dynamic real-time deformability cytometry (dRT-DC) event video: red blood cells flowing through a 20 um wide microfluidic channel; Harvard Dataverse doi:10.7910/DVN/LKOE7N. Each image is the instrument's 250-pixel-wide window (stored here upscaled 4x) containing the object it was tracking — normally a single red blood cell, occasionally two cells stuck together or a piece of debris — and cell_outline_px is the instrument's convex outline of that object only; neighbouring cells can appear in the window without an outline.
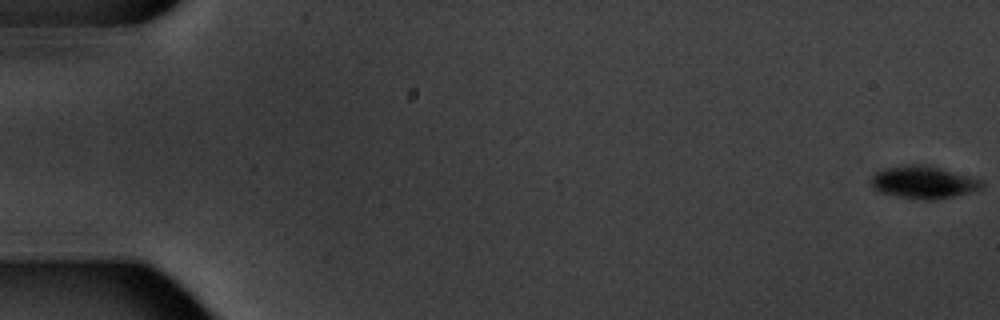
{"species": "common noctule bat (a hibernating species)", "species_latin": "Nyctalus noctula", "temperature_condition": "warm", "stored_images_in_passage": 6, "camera_frame_rate_fps": 3000, "um_per_image_px": 0.085, "animal": {"sex": "male", "body_mass_g": 20.1, "forearm_length_mm": 53.5}, "frame": {"image": 1, "passage_image": 1, "time_ms": 0.0, "image_size_px": [1000, 320], "cell_outline_px": [[984, 188], [936, 200], [920, 200], [896, 196], [880, 192], [872, 188], [868, 180], [876, 172], [884, 168], [904, 164], [928, 164], [984, 180]], "centroid_in_image_um": [78.47, 15.48], "position_along_channel_um": 6.5, "area_um2": 21.44}}
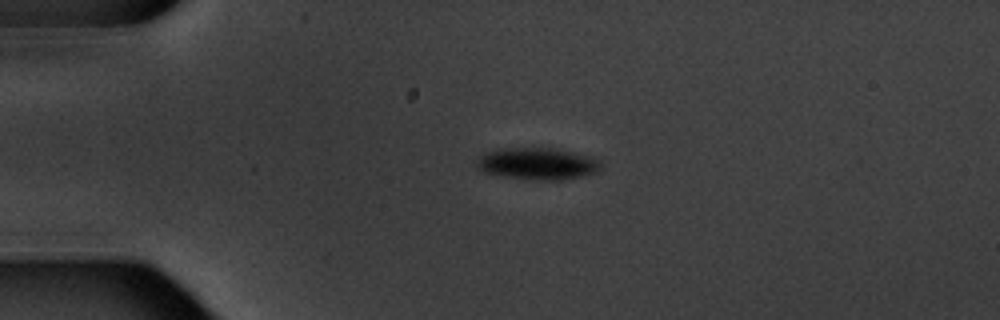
{"frame": {"image": 2, "passage_image": 5, "time_ms": 4.667, "image_size_px": [1000, 320], "cell_outline_px": [[604, 164], [600, 172], [580, 176], [552, 180], [540, 180], [504, 176], [484, 172], [476, 168], [476, 160], [484, 152], [496, 148], [556, 148], [588, 156], [600, 160]], "centroid_in_image_um": [45.68, 13.9], "position_along_channel_um": 39.3, "area_um2": 23.18}}